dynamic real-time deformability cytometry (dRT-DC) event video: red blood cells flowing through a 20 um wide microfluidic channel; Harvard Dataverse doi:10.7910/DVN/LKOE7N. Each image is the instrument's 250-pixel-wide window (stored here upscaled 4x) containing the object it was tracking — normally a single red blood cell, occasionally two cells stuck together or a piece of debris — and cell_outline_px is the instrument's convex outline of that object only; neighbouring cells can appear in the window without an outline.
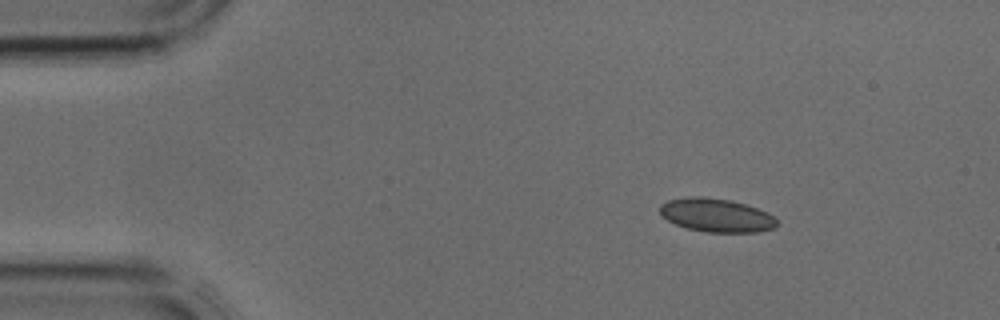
{"species": "common noctule bat (a hibernating species)", "species_latin": "Nyctalus noctula", "temperature_condition": "cold", "stored_images_in_passage": 1, "camera_frame_rate_fps": 3000, "um_per_image_px": 0.085, "animal": {"sex": "male", "body_mass_g": 17.9, "forearm_length_mm": 54.2}, "frame": {"image": 1, "passage_image": 1, "time_ms": 0.0, "image_size_px": [1000, 320], "cell_outline_px": [[776, 228], [756, 232], [708, 232], [688, 228], [676, 224], [660, 216], [660, 204], [668, 200], [688, 196], [704, 196], [732, 200], [768, 212], [776, 216]], "centroid_in_image_um": [60.89, 18.28], "position_along_channel_um": 24.1, "area_um2": 23.0}}